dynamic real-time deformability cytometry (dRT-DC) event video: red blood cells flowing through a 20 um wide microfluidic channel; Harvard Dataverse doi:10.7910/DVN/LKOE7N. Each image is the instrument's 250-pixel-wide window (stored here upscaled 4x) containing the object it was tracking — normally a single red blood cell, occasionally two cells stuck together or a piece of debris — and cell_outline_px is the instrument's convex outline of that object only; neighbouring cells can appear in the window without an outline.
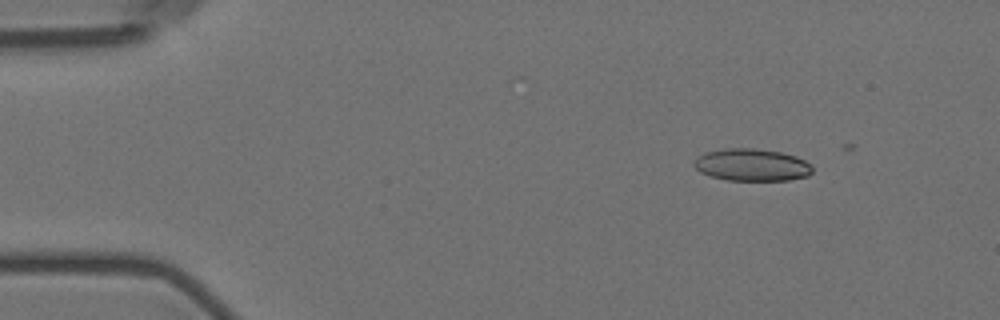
{"species": "Egyptian fruit bat (a non-hibernating species)", "species_latin": "Rousettus aegyptiacus", "temperature_condition": "room temperature", "stored_images_in_passage": 4, "camera_frame_rate_fps": 3000, "um_per_image_px": 0.085, "animal": {"sex": "female"}, "frame": {"image": 1, "passage_image": 1, "time_ms": 0.0, "image_size_px": [1000, 320], "cell_outline_px": [[812, 172], [808, 176], [788, 180], [728, 180], [712, 176], [700, 172], [692, 164], [692, 160], [696, 156], [704, 152], [728, 148], [756, 148], [780, 152], [796, 156], [812, 164]], "centroid_in_image_um": [63.88, 14.0], "position_along_channel_um": 21.1, "area_um2": 22.43}}